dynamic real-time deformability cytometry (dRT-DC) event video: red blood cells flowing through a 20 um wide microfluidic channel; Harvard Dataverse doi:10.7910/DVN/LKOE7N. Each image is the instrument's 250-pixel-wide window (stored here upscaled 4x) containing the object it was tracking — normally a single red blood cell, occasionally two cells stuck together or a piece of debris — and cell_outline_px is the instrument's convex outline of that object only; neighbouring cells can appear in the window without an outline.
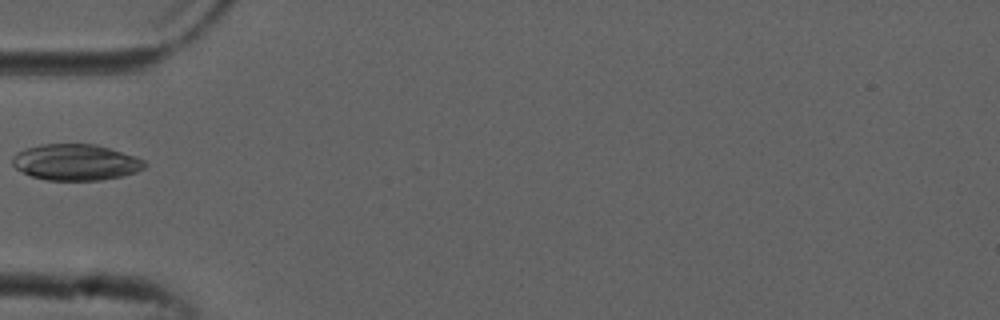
{"species": "common noctule bat (a hibernating species)", "species_latin": "Nyctalus noctula", "temperature_condition": "cold", "stored_images_in_passage": 36, "camera_frame_rate_fps": 3000, "um_per_image_px": 0.085, "animal": {"sex": "male", "forearm_length_mm": 52.5}, "frame": {"image": 1, "passage_image": 1, "time_ms": 0.0, "image_size_px": [1000, 320], "cell_outline_px": [[148, 164], [144, 168], [136, 172], [120, 176], [100, 180], [44, 180], [32, 176], [16, 168], [12, 164], [12, 156], [16, 152], [40, 144], [96, 144], [136, 156], [144, 160]], "centroid_in_image_um": [6.44, 13.79], "position_along_channel_um": 78.6, "area_um2": 27.86}}
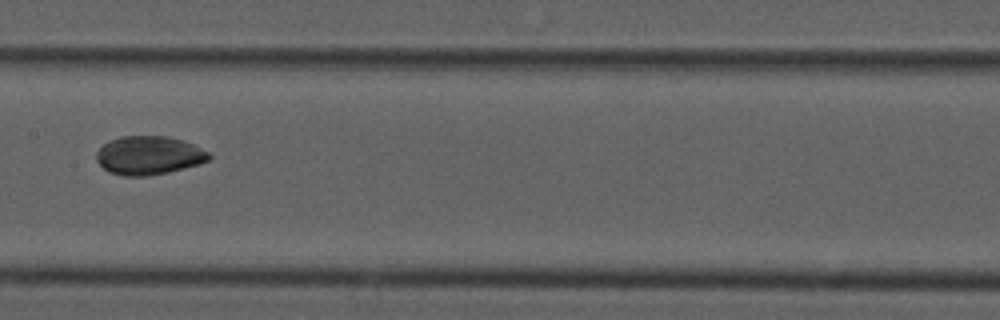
{"frame": {"image": 2, "passage_image": 10, "time_ms": 3.0, "image_size_px": [1000, 320], "cell_outline_px": [[212, 156], [208, 160], [200, 164], [168, 172], [148, 176], [124, 176], [108, 172], [96, 160], [96, 152], [108, 140], [120, 136], [168, 136], [192, 144], [208, 152]], "centroid_in_image_um": [12.63, 13.21], "position_along_channel_um": 194.8, "area_um2": 25.32}}
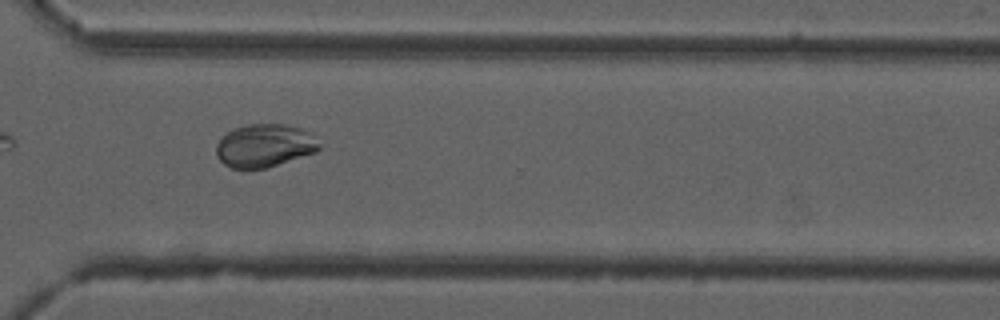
{"frame": {"image": 3, "passage_image": 22, "time_ms": 7.0, "image_size_px": [1000, 320], "cell_outline_px": [[320, 148], [316, 152], [268, 168], [232, 168], [224, 164], [220, 160], [216, 152], [216, 144], [220, 136], [232, 128], [248, 124], [284, 124], [300, 128], [308, 132], [320, 144]], "centroid_in_image_um": [22.45, 12.37], "position_along_channel_um": 348.1, "area_um2": 25.95}}